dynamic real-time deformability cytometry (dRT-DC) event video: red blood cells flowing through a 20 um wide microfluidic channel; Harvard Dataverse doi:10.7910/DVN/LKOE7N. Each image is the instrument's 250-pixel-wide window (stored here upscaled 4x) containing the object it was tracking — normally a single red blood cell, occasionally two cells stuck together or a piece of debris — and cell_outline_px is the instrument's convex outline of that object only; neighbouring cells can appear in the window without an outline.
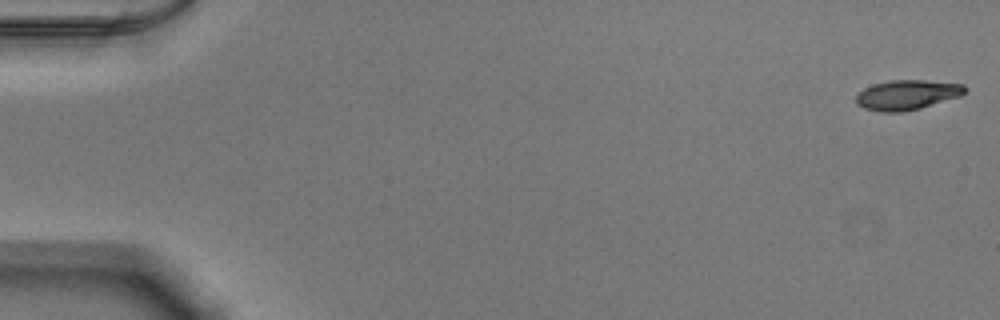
{"species": "Egyptian fruit bat (a non-hibernating species)", "species_latin": "Rousettus aegyptiacus", "temperature_condition": "warm", "stored_images_in_passage": 53, "camera_frame_rate_fps": 3000, "um_per_image_px": 0.085, "animal": {"sex": "male"}, "frame": {"image": 1, "passage_image": 1, "time_ms": 0.0, "image_size_px": [1000, 320], "cell_outline_px": [[968, 88], [960, 96], [920, 108], [904, 112], [880, 112], [864, 108], [856, 104], [856, 96], [864, 88], [872, 84], [888, 80], [924, 80], [964, 84]], "centroid_in_image_um": [77.08, 8.06], "position_along_channel_um": 7.9, "area_um2": 19.02}}
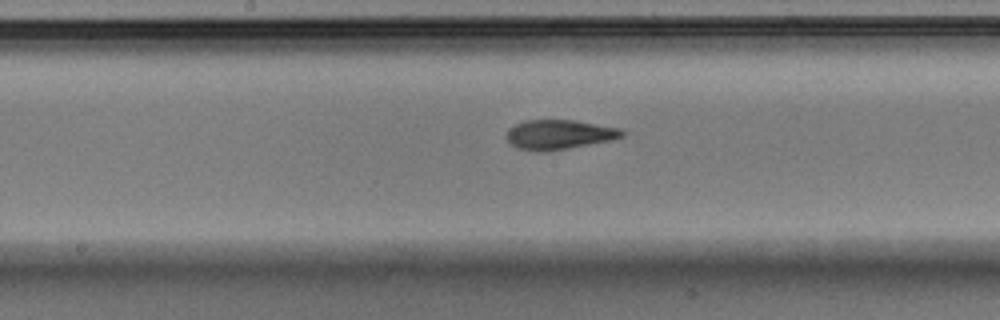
{"frame": {"image": 2, "passage_image": 28, "time_ms": 9.0, "image_size_px": [1000, 320], "cell_outline_px": [[624, 136], [612, 140], [568, 148], [544, 152], [540, 152], [516, 148], [508, 140], [508, 132], [516, 124], [524, 120], [572, 120], [620, 128], [624, 132]], "centroid_in_image_um": [47.55, 11.44], "position_along_channel_um": 200.7, "area_um2": 19.65}}
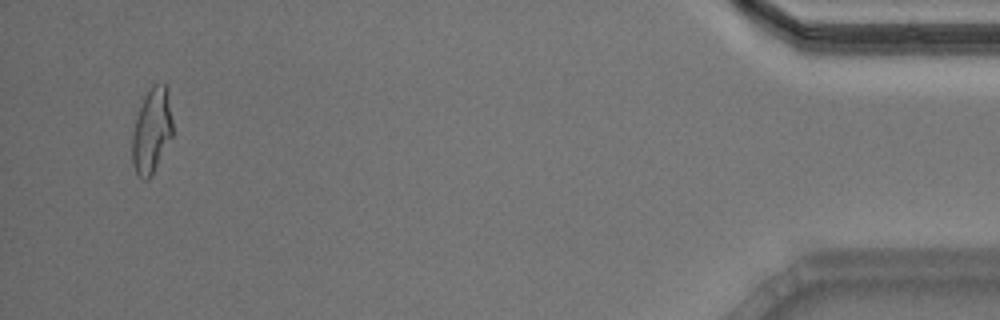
{"frame": {"image": 3, "passage_image": 51, "time_ms": 16.667, "image_size_px": [1000, 320], "cell_outline_px": [[172, 136], [152, 176], [148, 180], [140, 180], [132, 164], [132, 136], [136, 116], [144, 96], [152, 84], [164, 84], [168, 88], [172, 120]], "centroid_in_image_um": [12.89, 11.13], "position_along_channel_um": 422.3, "area_um2": 20.29}, "authors_computed_cell_mechanics": {"area_um2": 19.7676, "velocity_mm_per_s": 3.869, "shape_relaxation_time_tau1_ms": 5.5225, "shape_relaxation_time_tau2_ms": 1.3009, "deformation_change_tau1": 0.2169, "deformation_change_tau2": 0.0709}}